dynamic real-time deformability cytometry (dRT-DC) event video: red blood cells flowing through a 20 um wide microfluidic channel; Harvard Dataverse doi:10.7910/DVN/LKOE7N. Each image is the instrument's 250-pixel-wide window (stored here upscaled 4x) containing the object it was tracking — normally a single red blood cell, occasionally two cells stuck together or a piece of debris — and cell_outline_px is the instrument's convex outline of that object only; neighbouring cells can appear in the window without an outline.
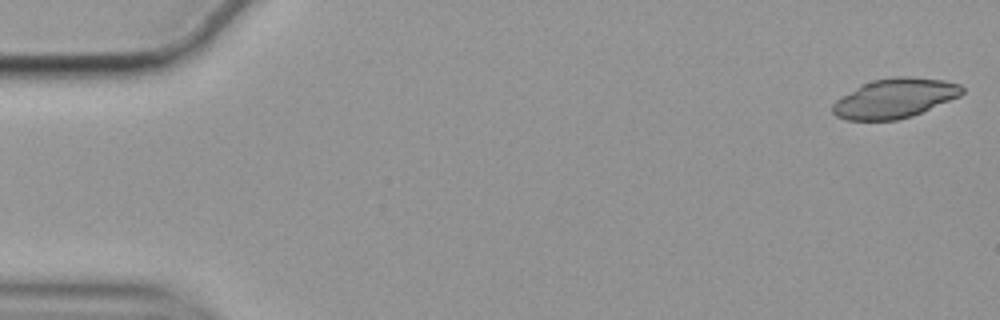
{"species": "common noctule bat (a hibernating species)", "species_latin": "Nyctalus noctula", "temperature_condition": "cold", "stored_images_in_passage": 52, "camera_frame_rate_fps": 3000, "um_per_image_px": 0.085, "animal": {"sex": "female", "body_mass_g": 19.9}, "frame": {"image": 1, "passage_image": 1, "time_ms": 0.0, "image_size_px": [1000, 320], "cell_outline_px": [[964, 92], [960, 96], [912, 116], [896, 120], [844, 120], [836, 116], [832, 112], [832, 104], [836, 100], [860, 84], [872, 80], [892, 76], [912, 76], [944, 80], [960, 84], [964, 88]], "centroid_in_image_um": [76.04, 8.34], "position_along_channel_um": 9.0, "area_um2": 30.06}}